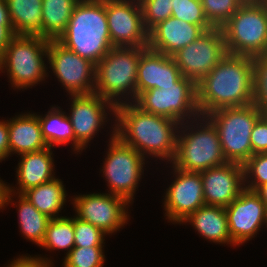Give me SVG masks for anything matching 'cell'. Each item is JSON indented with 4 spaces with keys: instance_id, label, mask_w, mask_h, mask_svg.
<instances>
[{
    "instance_id": "6da1fadb",
    "label": "cell",
    "mask_w": 267,
    "mask_h": 267,
    "mask_svg": "<svg viewBox=\"0 0 267 267\" xmlns=\"http://www.w3.org/2000/svg\"><path fill=\"white\" fill-rule=\"evenodd\" d=\"M126 101L116 106L113 114L116 117V125H113L115 136L144 158L148 153L152 157L172 162L177 150L176 134L181 123L145 112L131 100Z\"/></svg>"
},
{
    "instance_id": "7a4b0ae2",
    "label": "cell",
    "mask_w": 267,
    "mask_h": 267,
    "mask_svg": "<svg viewBox=\"0 0 267 267\" xmlns=\"http://www.w3.org/2000/svg\"><path fill=\"white\" fill-rule=\"evenodd\" d=\"M200 115L253 103L252 57L227 53L197 85Z\"/></svg>"
},
{
    "instance_id": "3957f363",
    "label": "cell",
    "mask_w": 267,
    "mask_h": 267,
    "mask_svg": "<svg viewBox=\"0 0 267 267\" xmlns=\"http://www.w3.org/2000/svg\"><path fill=\"white\" fill-rule=\"evenodd\" d=\"M57 41L97 65L114 47L104 0H80L74 7L66 30Z\"/></svg>"
},
{
    "instance_id": "277c9868",
    "label": "cell",
    "mask_w": 267,
    "mask_h": 267,
    "mask_svg": "<svg viewBox=\"0 0 267 267\" xmlns=\"http://www.w3.org/2000/svg\"><path fill=\"white\" fill-rule=\"evenodd\" d=\"M189 121L192 123L187 120L186 123L180 124L182 133L179 130L178 133L181 135L177 134V150L172 161L173 167L189 172H202L209 168L226 164L227 161L222 152L219 135L213 123L202 115L196 117L193 121ZM194 122L198 123L195 126L197 129L194 125H191ZM187 123L190 126L185 125ZM188 129L190 130L187 131Z\"/></svg>"
},
{
    "instance_id": "5b68a950",
    "label": "cell",
    "mask_w": 267,
    "mask_h": 267,
    "mask_svg": "<svg viewBox=\"0 0 267 267\" xmlns=\"http://www.w3.org/2000/svg\"><path fill=\"white\" fill-rule=\"evenodd\" d=\"M147 48L113 47L96 65L94 93L115 107L123 103L121 95L130 94L135 102L138 62Z\"/></svg>"
},
{
    "instance_id": "8992f818",
    "label": "cell",
    "mask_w": 267,
    "mask_h": 267,
    "mask_svg": "<svg viewBox=\"0 0 267 267\" xmlns=\"http://www.w3.org/2000/svg\"><path fill=\"white\" fill-rule=\"evenodd\" d=\"M220 28L227 53L267 54V0L243 3Z\"/></svg>"
},
{
    "instance_id": "52a82bcc",
    "label": "cell",
    "mask_w": 267,
    "mask_h": 267,
    "mask_svg": "<svg viewBox=\"0 0 267 267\" xmlns=\"http://www.w3.org/2000/svg\"><path fill=\"white\" fill-rule=\"evenodd\" d=\"M49 40L40 36L15 35L0 55V70H7L12 87L27 89L45 79Z\"/></svg>"
},
{
    "instance_id": "ba28073f",
    "label": "cell",
    "mask_w": 267,
    "mask_h": 267,
    "mask_svg": "<svg viewBox=\"0 0 267 267\" xmlns=\"http://www.w3.org/2000/svg\"><path fill=\"white\" fill-rule=\"evenodd\" d=\"M262 113L253 104L226 107L206 115L217 129L227 162L243 165L252 156L250 136Z\"/></svg>"
},
{
    "instance_id": "9c48e42d",
    "label": "cell",
    "mask_w": 267,
    "mask_h": 267,
    "mask_svg": "<svg viewBox=\"0 0 267 267\" xmlns=\"http://www.w3.org/2000/svg\"><path fill=\"white\" fill-rule=\"evenodd\" d=\"M151 114L170 118L179 123L201 116L197 106L196 84L181 77L174 85L151 88L142 92L134 102Z\"/></svg>"
},
{
    "instance_id": "30bf717a",
    "label": "cell",
    "mask_w": 267,
    "mask_h": 267,
    "mask_svg": "<svg viewBox=\"0 0 267 267\" xmlns=\"http://www.w3.org/2000/svg\"><path fill=\"white\" fill-rule=\"evenodd\" d=\"M115 127L109 141V150L104 162L103 175L107 179L110 194L133 201L138 181L144 173L145 158L133 147L122 143L115 136Z\"/></svg>"
},
{
    "instance_id": "8fae6325",
    "label": "cell",
    "mask_w": 267,
    "mask_h": 267,
    "mask_svg": "<svg viewBox=\"0 0 267 267\" xmlns=\"http://www.w3.org/2000/svg\"><path fill=\"white\" fill-rule=\"evenodd\" d=\"M227 54L221 28L213 27L173 55L183 77L196 85Z\"/></svg>"
},
{
    "instance_id": "7c38bea8",
    "label": "cell",
    "mask_w": 267,
    "mask_h": 267,
    "mask_svg": "<svg viewBox=\"0 0 267 267\" xmlns=\"http://www.w3.org/2000/svg\"><path fill=\"white\" fill-rule=\"evenodd\" d=\"M47 58L53 73L69 94L94 93V63L67 49L57 40H49Z\"/></svg>"
},
{
    "instance_id": "4fadbf2b",
    "label": "cell",
    "mask_w": 267,
    "mask_h": 267,
    "mask_svg": "<svg viewBox=\"0 0 267 267\" xmlns=\"http://www.w3.org/2000/svg\"><path fill=\"white\" fill-rule=\"evenodd\" d=\"M104 4L114 47H148V31L139 0H104Z\"/></svg>"
},
{
    "instance_id": "5bb4252c",
    "label": "cell",
    "mask_w": 267,
    "mask_h": 267,
    "mask_svg": "<svg viewBox=\"0 0 267 267\" xmlns=\"http://www.w3.org/2000/svg\"><path fill=\"white\" fill-rule=\"evenodd\" d=\"M74 197L76 217L89 222L107 235L116 232L128 220L126 208L129 202L121 196L93 193Z\"/></svg>"
},
{
    "instance_id": "9a60e30c",
    "label": "cell",
    "mask_w": 267,
    "mask_h": 267,
    "mask_svg": "<svg viewBox=\"0 0 267 267\" xmlns=\"http://www.w3.org/2000/svg\"><path fill=\"white\" fill-rule=\"evenodd\" d=\"M71 97V114L69 113L68 117L74 131V150L79 152L87 147L95 133L106 122L108 114L105 109L115 113L116 107L96 93Z\"/></svg>"
},
{
    "instance_id": "2e32d148",
    "label": "cell",
    "mask_w": 267,
    "mask_h": 267,
    "mask_svg": "<svg viewBox=\"0 0 267 267\" xmlns=\"http://www.w3.org/2000/svg\"><path fill=\"white\" fill-rule=\"evenodd\" d=\"M225 212L230 236L236 245L252 239L267 223V206L255 191L244 189Z\"/></svg>"
},
{
    "instance_id": "e0dca14e",
    "label": "cell",
    "mask_w": 267,
    "mask_h": 267,
    "mask_svg": "<svg viewBox=\"0 0 267 267\" xmlns=\"http://www.w3.org/2000/svg\"><path fill=\"white\" fill-rule=\"evenodd\" d=\"M175 178L167 188L164 209L171 222L182 223L191 213L205 205L200 172H189L175 167Z\"/></svg>"
},
{
    "instance_id": "ac0fdd59",
    "label": "cell",
    "mask_w": 267,
    "mask_h": 267,
    "mask_svg": "<svg viewBox=\"0 0 267 267\" xmlns=\"http://www.w3.org/2000/svg\"><path fill=\"white\" fill-rule=\"evenodd\" d=\"M200 173L205 205L226 208L245 189L241 164L227 162Z\"/></svg>"
},
{
    "instance_id": "d6986e66",
    "label": "cell",
    "mask_w": 267,
    "mask_h": 267,
    "mask_svg": "<svg viewBox=\"0 0 267 267\" xmlns=\"http://www.w3.org/2000/svg\"><path fill=\"white\" fill-rule=\"evenodd\" d=\"M205 30L173 16L161 21L148 32V48L173 56L180 49L197 40Z\"/></svg>"
},
{
    "instance_id": "ffe728a7",
    "label": "cell",
    "mask_w": 267,
    "mask_h": 267,
    "mask_svg": "<svg viewBox=\"0 0 267 267\" xmlns=\"http://www.w3.org/2000/svg\"><path fill=\"white\" fill-rule=\"evenodd\" d=\"M182 77L173 56L147 48L138 62L137 97L151 88L174 85Z\"/></svg>"
},
{
    "instance_id": "44dd1931",
    "label": "cell",
    "mask_w": 267,
    "mask_h": 267,
    "mask_svg": "<svg viewBox=\"0 0 267 267\" xmlns=\"http://www.w3.org/2000/svg\"><path fill=\"white\" fill-rule=\"evenodd\" d=\"M9 155L11 153L36 152L48 147L45 142L38 115L22 114L8 120Z\"/></svg>"
},
{
    "instance_id": "7402d4cb",
    "label": "cell",
    "mask_w": 267,
    "mask_h": 267,
    "mask_svg": "<svg viewBox=\"0 0 267 267\" xmlns=\"http://www.w3.org/2000/svg\"><path fill=\"white\" fill-rule=\"evenodd\" d=\"M51 147L43 150L21 154L18 164L17 180L19 184L18 195L29 188L39 186L55 179L53 176L54 161Z\"/></svg>"
},
{
    "instance_id": "603a6c76",
    "label": "cell",
    "mask_w": 267,
    "mask_h": 267,
    "mask_svg": "<svg viewBox=\"0 0 267 267\" xmlns=\"http://www.w3.org/2000/svg\"><path fill=\"white\" fill-rule=\"evenodd\" d=\"M187 222L209 241L236 245L231 239L227 214L223 207L204 205L182 221Z\"/></svg>"
},
{
    "instance_id": "cb8c5ba5",
    "label": "cell",
    "mask_w": 267,
    "mask_h": 267,
    "mask_svg": "<svg viewBox=\"0 0 267 267\" xmlns=\"http://www.w3.org/2000/svg\"><path fill=\"white\" fill-rule=\"evenodd\" d=\"M15 35L39 36L42 0H5Z\"/></svg>"
},
{
    "instance_id": "d4e9b609",
    "label": "cell",
    "mask_w": 267,
    "mask_h": 267,
    "mask_svg": "<svg viewBox=\"0 0 267 267\" xmlns=\"http://www.w3.org/2000/svg\"><path fill=\"white\" fill-rule=\"evenodd\" d=\"M80 0H42V38L57 40L66 30L74 7Z\"/></svg>"
},
{
    "instance_id": "484cf974",
    "label": "cell",
    "mask_w": 267,
    "mask_h": 267,
    "mask_svg": "<svg viewBox=\"0 0 267 267\" xmlns=\"http://www.w3.org/2000/svg\"><path fill=\"white\" fill-rule=\"evenodd\" d=\"M23 195L41 213L49 218H57L66 202V191L62 181L58 178L47 183L32 187L24 191Z\"/></svg>"
},
{
    "instance_id": "4316f807",
    "label": "cell",
    "mask_w": 267,
    "mask_h": 267,
    "mask_svg": "<svg viewBox=\"0 0 267 267\" xmlns=\"http://www.w3.org/2000/svg\"><path fill=\"white\" fill-rule=\"evenodd\" d=\"M42 136L48 147L53 148L56 145H66L73 141L74 147V131L72 123L65 112L60 111L58 107H52L44 116H38Z\"/></svg>"
},
{
    "instance_id": "83f0119b",
    "label": "cell",
    "mask_w": 267,
    "mask_h": 267,
    "mask_svg": "<svg viewBox=\"0 0 267 267\" xmlns=\"http://www.w3.org/2000/svg\"><path fill=\"white\" fill-rule=\"evenodd\" d=\"M18 197V216L21 232L26 239L40 246L44 240L47 225L51 218L41 213L23 195L19 194Z\"/></svg>"
},
{
    "instance_id": "f1b7e54d",
    "label": "cell",
    "mask_w": 267,
    "mask_h": 267,
    "mask_svg": "<svg viewBox=\"0 0 267 267\" xmlns=\"http://www.w3.org/2000/svg\"><path fill=\"white\" fill-rule=\"evenodd\" d=\"M40 246L47 250L67 249V255L74 247V218L61 216L50 219Z\"/></svg>"
},
{
    "instance_id": "f546056e",
    "label": "cell",
    "mask_w": 267,
    "mask_h": 267,
    "mask_svg": "<svg viewBox=\"0 0 267 267\" xmlns=\"http://www.w3.org/2000/svg\"><path fill=\"white\" fill-rule=\"evenodd\" d=\"M253 105L261 113L267 112V54L252 57Z\"/></svg>"
},
{
    "instance_id": "4dcf8cb0",
    "label": "cell",
    "mask_w": 267,
    "mask_h": 267,
    "mask_svg": "<svg viewBox=\"0 0 267 267\" xmlns=\"http://www.w3.org/2000/svg\"><path fill=\"white\" fill-rule=\"evenodd\" d=\"M206 19L213 27H222L243 4L241 0H201Z\"/></svg>"
},
{
    "instance_id": "1f68e13d",
    "label": "cell",
    "mask_w": 267,
    "mask_h": 267,
    "mask_svg": "<svg viewBox=\"0 0 267 267\" xmlns=\"http://www.w3.org/2000/svg\"><path fill=\"white\" fill-rule=\"evenodd\" d=\"M171 16L201 26L205 31L213 26L204 15L201 0H173Z\"/></svg>"
},
{
    "instance_id": "d6a6232c",
    "label": "cell",
    "mask_w": 267,
    "mask_h": 267,
    "mask_svg": "<svg viewBox=\"0 0 267 267\" xmlns=\"http://www.w3.org/2000/svg\"><path fill=\"white\" fill-rule=\"evenodd\" d=\"M103 247H73L64 257V267H103Z\"/></svg>"
},
{
    "instance_id": "836d02e7",
    "label": "cell",
    "mask_w": 267,
    "mask_h": 267,
    "mask_svg": "<svg viewBox=\"0 0 267 267\" xmlns=\"http://www.w3.org/2000/svg\"><path fill=\"white\" fill-rule=\"evenodd\" d=\"M243 168L244 183L248 184L244 185L245 189L256 191L260 186L267 184V153L252 155L243 164Z\"/></svg>"
},
{
    "instance_id": "e575fe53",
    "label": "cell",
    "mask_w": 267,
    "mask_h": 267,
    "mask_svg": "<svg viewBox=\"0 0 267 267\" xmlns=\"http://www.w3.org/2000/svg\"><path fill=\"white\" fill-rule=\"evenodd\" d=\"M143 12V24L149 32L161 21L171 17L173 0H139Z\"/></svg>"
},
{
    "instance_id": "d590c367",
    "label": "cell",
    "mask_w": 267,
    "mask_h": 267,
    "mask_svg": "<svg viewBox=\"0 0 267 267\" xmlns=\"http://www.w3.org/2000/svg\"><path fill=\"white\" fill-rule=\"evenodd\" d=\"M105 233L78 217H74V247H103Z\"/></svg>"
},
{
    "instance_id": "8d00e7d4",
    "label": "cell",
    "mask_w": 267,
    "mask_h": 267,
    "mask_svg": "<svg viewBox=\"0 0 267 267\" xmlns=\"http://www.w3.org/2000/svg\"><path fill=\"white\" fill-rule=\"evenodd\" d=\"M250 143L252 146V155L267 153V121L261 116L255 123Z\"/></svg>"
},
{
    "instance_id": "74e56055",
    "label": "cell",
    "mask_w": 267,
    "mask_h": 267,
    "mask_svg": "<svg viewBox=\"0 0 267 267\" xmlns=\"http://www.w3.org/2000/svg\"><path fill=\"white\" fill-rule=\"evenodd\" d=\"M15 36L5 0H0V55Z\"/></svg>"
},
{
    "instance_id": "f35d334b",
    "label": "cell",
    "mask_w": 267,
    "mask_h": 267,
    "mask_svg": "<svg viewBox=\"0 0 267 267\" xmlns=\"http://www.w3.org/2000/svg\"><path fill=\"white\" fill-rule=\"evenodd\" d=\"M37 257V258H36ZM23 256L16 258L7 267H52V261L43 257Z\"/></svg>"
},
{
    "instance_id": "ab89813d",
    "label": "cell",
    "mask_w": 267,
    "mask_h": 267,
    "mask_svg": "<svg viewBox=\"0 0 267 267\" xmlns=\"http://www.w3.org/2000/svg\"><path fill=\"white\" fill-rule=\"evenodd\" d=\"M9 156L8 120L0 121V162Z\"/></svg>"
},
{
    "instance_id": "60d3db41",
    "label": "cell",
    "mask_w": 267,
    "mask_h": 267,
    "mask_svg": "<svg viewBox=\"0 0 267 267\" xmlns=\"http://www.w3.org/2000/svg\"><path fill=\"white\" fill-rule=\"evenodd\" d=\"M15 191L16 190L12 187L0 180V210L4 208L5 205H8V203H11L10 201L13 200L11 196L14 195L13 193H15Z\"/></svg>"
},
{
    "instance_id": "b9f144b4",
    "label": "cell",
    "mask_w": 267,
    "mask_h": 267,
    "mask_svg": "<svg viewBox=\"0 0 267 267\" xmlns=\"http://www.w3.org/2000/svg\"><path fill=\"white\" fill-rule=\"evenodd\" d=\"M255 192L260 196L267 206V184L260 186Z\"/></svg>"
},
{
    "instance_id": "7bdbcfd3",
    "label": "cell",
    "mask_w": 267,
    "mask_h": 267,
    "mask_svg": "<svg viewBox=\"0 0 267 267\" xmlns=\"http://www.w3.org/2000/svg\"><path fill=\"white\" fill-rule=\"evenodd\" d=\"M243 3H249V2H256V1H259V0H241Z\"/></svg>"
},
{
    "instance_id": "ee69618b",
    "label": "cell",
    "mask_w": 267,
    "mask_h": 267,
    "mask_svg": "<svg viewBox=\"0 0 267 267\" xmlns=\"http://www.w3.org/2000/svg\"><path fill=\"white\" fill-rule=\"evenodd\" d=\"M262 117L267 121V112L262 113Z\"/></svg>"
}]
</instances>
